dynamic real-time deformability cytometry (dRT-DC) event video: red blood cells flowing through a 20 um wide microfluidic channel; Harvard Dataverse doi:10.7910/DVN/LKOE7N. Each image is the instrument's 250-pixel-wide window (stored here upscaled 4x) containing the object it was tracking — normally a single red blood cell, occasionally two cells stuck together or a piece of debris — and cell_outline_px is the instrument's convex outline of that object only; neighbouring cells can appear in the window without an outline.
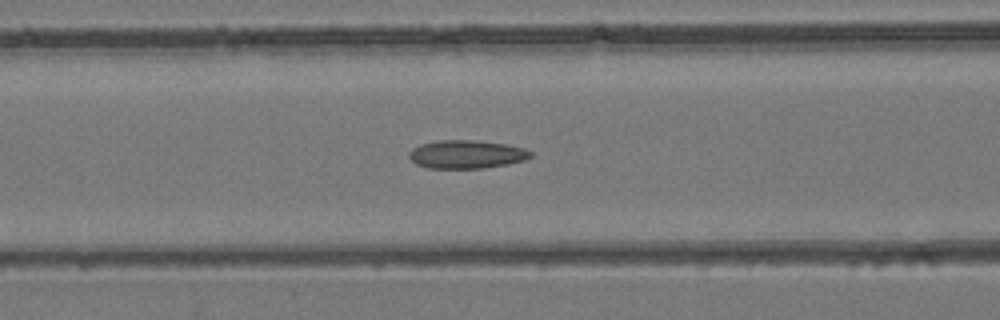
{"species": "common noctule bat (a hibernating species)", "species_latin": "Nyctalus noctula", "temperature_condition": "room temperature", "stored_images_in_passage": 45, "camera_frame_rate_fps": 3000, "um_per_image_px": 0.085, "animal": {"sex": "female", "body_mass_g": 24.6, "forearm_length_mm": 56.2}, "frame": {"image": 1, "passage_image": 18, "time_ms": 5.667, "image_size_px": [1000, 320], "cell_outline_px": [[532, 156], [524, 160], [508, 164], [484, 168], [428, 168], [416, 164], [408, 156], [408, 152], [412, 148], [420, 144], [436, 140], [476, 140], [504, 144], [524, 148], [532, 152]], "centroid_in_image_um": [39.62, 13.11], "position_along_channel_um": 127.0, "area_um2": 20.11}}
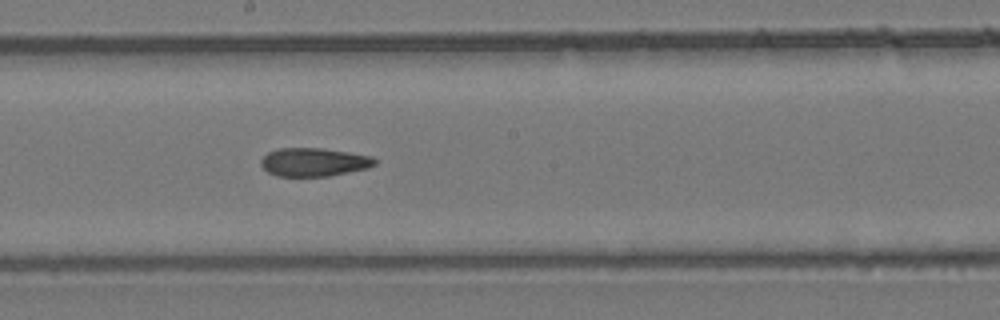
{"frame": {"image": 2, "passage_image": 24, "time_ms": 7.667, "image_size_px": [1000, 320], "cell_outline_px": [[376, 164], [368, 168], [328, 176], [276, 176], [268, 172], [260, 164], [260, 160], [268, 152], [280, 148], [324, 148], [372, 156], [376, 160]], "centroid_in_image_um": [26.68, 13.77], "position_along_channel_um": 221.5, "area_um2": 18.84}}
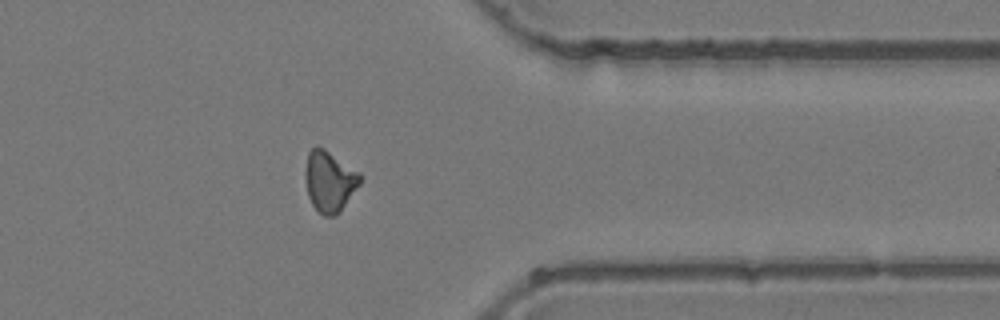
{"frame": {"image": 3, "passage_image": 35, "time_ms": 11.333, "image_size_px": [1000, 320], "cell_outline_px": [[360, 184], [340, 212], [336, 216], [324, 216], [312, 204], [308, 196], [304, 176], [304, 172], [308, 152], [316, 144], [324, 148], [360, 172]], "centroid_in_image_um": [27.99, 15.39], "position_along_channel_um": 383.4, "area_um2": 19.59}}